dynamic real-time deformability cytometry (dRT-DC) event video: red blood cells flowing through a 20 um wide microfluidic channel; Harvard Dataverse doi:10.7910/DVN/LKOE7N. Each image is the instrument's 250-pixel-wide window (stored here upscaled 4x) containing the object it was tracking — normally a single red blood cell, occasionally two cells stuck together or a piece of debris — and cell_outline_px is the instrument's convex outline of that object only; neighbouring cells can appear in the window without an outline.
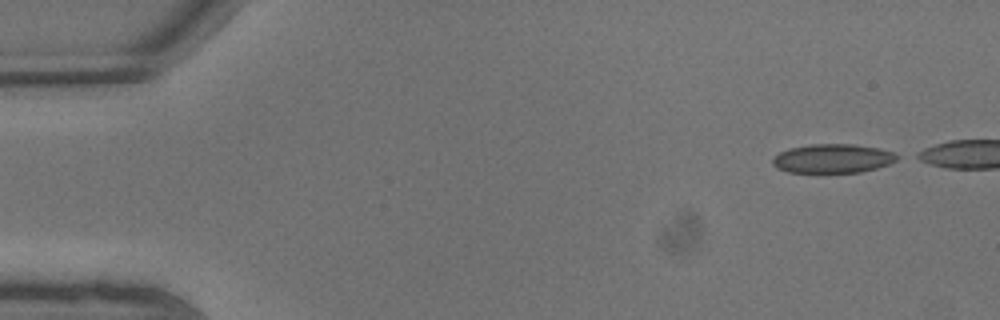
{"species": "common noctule bat (a hibernating species)", "species_latin": "Nyctalus noctula", "temperature_condition": "warm", "stored_images_in_passage": 8, "camera_frame_rate_fps": 3000, "um_per_image_px": 0.085, "animal": {"sex": "male", "body_mass_g": 13.3}, "frame": {"image": 1, "passage_image": 1, "time_ms": 0.0, "image_size_px": [1000, 320], "cell_outline_px": [[900, 156], [896, 160], [888, 164], [876, 168], [860, 172], [788, 172], [776, 168], [772, 164], [772, 156], [788, 148], [812, 144], [852, 144], [880, 148], [892, 152]], "centroid_in_image_um": [70.75, 13.46], "position_along_channel_um": 14.3, "area_um2": 21.04}}
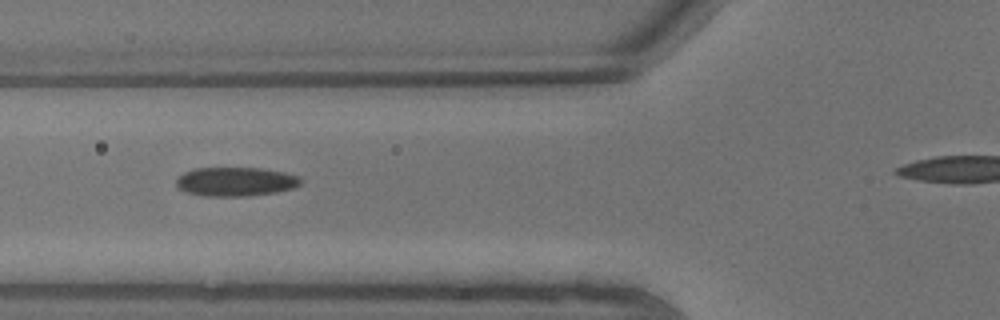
{"frame": {"image": 2, "passage_image": 7, "time_ms": 2.0, "image_size_px": [1000, 320], "cell_outline_px": [[304, 180], [300, 184], [292, 188], [276, 192], [248, 196], [204, 196], [184, 192], [176, 188], [176, 176], [184, 172], [196, 168], [260, 168], [284, 172], [300, 176]], "centroid_in_image_um": [20.0, 15.44], "position_along_channel_um": 105.8, "area_um2": 21.33}}
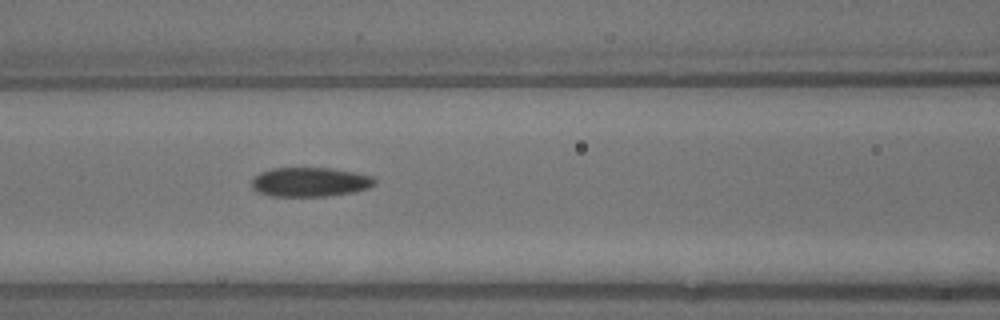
{"frame": {"image": 3, "passage_image": 8, "time_ms": 2.333, "image_size_px": [1000, 320], "cell_outline_px": [[376, 184], [368, 188], [352, 192], [328, 196], [272, 196], [260, 192], [252, 188], [252, 180], [260, 172], [272, 168], [332, 168], [356, 172], [372, 176], [376, 180]], "centroid_in_image_um": [26.38, 15.46], "position_along_channel_um": 140.2, "area_um2": 20.98}}